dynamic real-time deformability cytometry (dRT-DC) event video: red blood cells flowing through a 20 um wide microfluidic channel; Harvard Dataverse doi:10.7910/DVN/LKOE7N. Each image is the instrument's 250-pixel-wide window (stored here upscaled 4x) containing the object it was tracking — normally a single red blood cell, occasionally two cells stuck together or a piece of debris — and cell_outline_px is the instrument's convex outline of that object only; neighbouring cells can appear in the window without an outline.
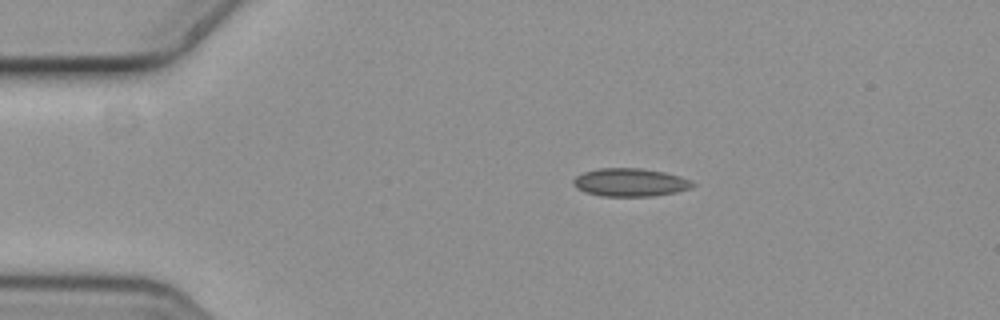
{"species": "common noctule bat (a hibernating species)", "species_latin": "Nyctalus noctula", "temperature_condition": "cold", "stored_images_in_passage": 4, "camera_frame_rate_fps": 3000, "um_per_image_px": 0.085, "animal": {"sex": "female", "body_mass_g": 19.3, "forearm_length_mm": 54.1}, "frame": {"image": 1, "passage_image": 3, "time_ms": 0.667, "image_size_px": [1000, 320], "cell_outline_px": [[696, 184], [692, 188], [676, 192], [652, 196], [600, 196], [584, 192], [576, 188], [572, 180], [576, 176], [584, 172], [596, 168], [640, 168], [664, 172], [680, 176], [692, 180]], "centroid_in_image_um": [53.57, 15.5], "position_along_channel_um": 31.4, "area_um2": 19.71}}